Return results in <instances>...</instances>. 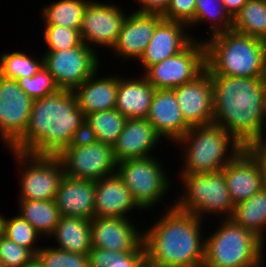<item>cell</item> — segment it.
Returning <instances> with one entry per match:
<instances>
[{
	"label": "cell",
	"mask_w": 266,
	"mask_h": 267,
	"mask_svg": "<svg viewBox=\"0 0 266 267\" xmlns=\"http://www.w3.org/2000/svg\"><path fill=\"white\" fill-rule=\"evenodd\" d=\"M147 263L146 252L110 251V267H144Z\"/></svg>",
	"instance_id": "cell-40"
},
{
	"label": "cell",
	"mask_w": 266,
	"mask_h": 267,
	"mask_svg": "<svg viewBox=\"0 0 266 267\" xmlns=\"http://www.w3.org/2000/svg\"><path fill=\"white\" fill-rule=\"evenodd\" d=\"M2 234L16 244L26 247L34 255L40 249L35 243L42 235L18 214L10 219L3 216Z\"/></svg>",
	"instance_id": "cell-34"
},
{
	"label": "cell",
	"mask_w": 266,
	"mask_h": 267,
	"mask_svg": "<svg viewBox=\"0 0 266 267\" xmlns=\"http://www.w3.org/2000/svg\"><path fill=\"white\" fill-rule=\"evenodd\" d=\"M127 118L116 109L85 115V121L95 131L97 140L113 147Z\"/></svg>",
	"instance_id": "cell-32"
},
{
	"label": "cell",
	"mask_w": 266,
	"mask_h": 267,
	"mask_svg": "<svg viewBox=\"0 0 266 267\" xmlns=\"http://www.w3.org/2000/svg\"><path fill=\"white\" fill-rule=\"evenodd\" d=\"M32 103L16 80L0 75V139L9 148L24 134Z\"/></svg>",
	"instance_id": "cell-13"
},
{
	"label": "cell",
	"mask_w": 266,
	"mask_h": 267,
	"mask_svg": "<svg viewBox=\"0 0 266 267\" xmlns=\"http://www.w3.org/2000/svg\"><path fill=\"white\" fill-rule=\"evenodd\" d=\"M110 251L91 247L88 252L89 267H110Z\"/></svg>",
	"instance_id": "cell-43"
},
{
	"label": "cell",
	"mask_w": 266,
	"mask_h": 267,
	"mask_svg": "<svg viewBox=\"0 0 266 267\" xmlns=\"http://www.w3.org/2000/svg\"><path fill=\"white\" fill-rule=\"evenodd\" d=\"M165 207L169 208L165 209L164 216L143 231L148 264L192 267L204 263L203 221L194 214L178 210L174 204Z\"/></svg>",
	"instance_id": "cell-3"
},
{
	"label": "cell",
	"mask_w": 266,
	"mask_h": 267,
	"mask_svg": "<svg viewBox=\"0 0 266 267\" xmlns=\"http://www.w3.org/2000/svg\"><path fill=\"white\" fill-rule=\"evenodd\" d=\"M213 123L243 147L266 145L265 78L211 76Z\"/></svg>",
	"instance_id": "cell-1"
},
{
	"label": "cell",
	"mask_w": 266,
	"mask_h": 267,
	"mask_svg": "<svg viewBox=\"0 0 266 267\" xmlns=\"http://www.w3.org/2000/svg\"><path fill=\"white\" fill-rule=\"evenodd\" d=\"M30 57L23 51L2 53L0 56V75L17 80L22 77H32L43 68V57Z\"/></svg>",
	"instance_id": "cell-33"
},
{
	"label": "cell",
	"mask_w": 266,
	"mask_h": 267,
	"mask_svg": "<svg viewBox=\"0 0 266 267\" xmlns=\"http://www.w3.org/2000/svg\"><path fill=\"white\" fill-rule=\"evenodd\" d=\"M44 53L43 67L60 89L73 90L99 70L98 53L84 42L75 48Z\"/></svg>",
	"instance_id": "cell-11"
},
{
	"label": "cell",
	"mask_w": 266,
	"mask_h": 267,
	"mask_svg": "<svg viewBox=\"0 0 266 267\" xmlns=\"http://www.w3.org/2000/svg\"><path fill=\"white\" fill-rule=\"evenodd\" d=\"M196 0H170L164 20L181 22L188 25L194 18Z\"/></svg>",
	"instance_id": "cell-39"
},
{
	"label": "cell",
	"mask_w": 266,
	"mask_h": 267,
	"mask_svg": "<svg viewBox=\"0 0 266 267\" xmlns=\"http://www.w3.org/2000/svg\"><path fill=\"white\" fill-rule=\"evenodd\" d=\"M56 248L77 254H88L92 247L91 220L61 216L55 232L50 236Z\"/></svg>",
	"instance_id": "cell-26"
},
{
	"label": "cell",
	"mask_w": 266,
	"mask_h": 267,
	"mask_svg": "<svg viewBox=\"0 0 266 267\" xmlns=\"http://www.w3.org/2000/svg\"><path fill=\"white\" fill-rule=\"evenodd\" d=\"M85 115L72 90L59 89L34 99L24 134L9 148L37 156H58L68 146Z\"/></svg>",
	"instance_id": "cell-2"
},
{
	"label": "cell",
	"mask_w": 266,
	"mask_h": 267,
	"mask_svg": "<svg viewBox=\"0 0 266 267\" xmlns=\"http://www.w3.org/2000/svg\"><path fill=\"white\" fill-rule=\"evenodd\" d=\"M161 140L146 118L127 119L112 147L114 159L118 163L131 158L151 156V152L155 151L153 149Z\"/></svg>",
	"instance_id": "cell-22"
},
{
	"label": "cell",
	"mask_w": 266,
	"mask_h": 267,
	"mask_svg": "<svg viewBox=\"0 0 266 267\" xmlns=\"http://www.w3.org/2000/svg\"><path fill=\"white\" fill-rule=\"evenodd\" d=\"M259 160L262 176V189L266 191V145H252L247 147Z\"/></svg>",
	"instance_id": "cell-44"
},
{
	"label": "cell",
	"mask_w": 266,
	"mask_h": 267,
	"mask_svg": "<svg viewBox=\"0 0 266 267\" xmlns=\"http://www.w3.org/2000/svg\"><path fill=\"white\" fill-rule=\"evenodd\" d=\"M162 20L163 17L158 14L132 12L125 18L118 40L111 50L121 58L139 60Z\"/></svg>",
	"instance_id": "cell-18"
},
{
	"label": "cell",
	"mask_w": 266,
	"mask_h": 267,
	"mask_svg": "<svg viewBox=\"0 0 266 267\" xmlns=\"http://www.w3.org/2000/svg\"><path fill=\"white\" fill-rule=\"evenodd\" d=\"M188 25L181 22L162 20L155 28L152 38L138 60L144 71L183 51L194 39L186 30Z\"/></svg>",
	"instance_id": "cell-19"
},
{
	"label": "cell",
	"mask_w": 266,
	"mask_h": 267,
	"mask_svg": "<svg viewBox=\"0 0 266 267\" xmlns=\"http://www.w3.org/2000/svg\"><path fill=\"white\" fill-rule=\"evenodd\" d=\"M232 30L266 42V0H248L234 16Z\"/></svg>",
	"instance_id": "cell-30"
},
{
	"label": "cell",
	"mask_w": 266,
	"mask_h": 267,
	"mask_svg": "<svg viewBox=\"0 0 266 267\" xmlns=\"http://www.w3.org/2000/svg\"><path fill=\"white\" fill-rule=\"evenodd\" d=\"M24 267H42L39 262L34 258L29 264Z\"/></svg>",
	"instance_id": "cell-46"
},
{
	"label": "cell",
	"mask_w": 266,
	"mask_h": 267,
	"mask_svg": "<svg viewBox=\"0 0 266 267\" xmlns=\"http://www.w3.org/2000/svg\"><path fill=\"white\" fill-rule=\"evenodd\" d=\"M266 262H264V259L262 260V261H260L258 264H256V265H254V266H252V267H264V264H265Z\"/></svg>",
	"instance_id": "cell-47"
},
{
	"label": "cell",
	"mask_w": 266,
	"mask_h": 267,
	"mask_svg": "<svg viewBox=\"0 0 266 267\" xmlns=\"http://www.w3.org/2000/svg\"><path fill=\"white\" fill-rule=\"evenodd\" d=\"M248 0H222L228 14L234 16L242 9Z\"/></svg>",
	"instance_id": "cell-45"
},
{
	"label": "cell",
	"mask_w": 266,
	"mask_h": 267,
	"mask_svg": "<svg viewBox=\"0 0 266 267\" xmlns=\"http://www.w3.org/2000/svg\"><path fill=\"white\" fill-rule=\"evenodd\" d=\"M205 237L206 267H252L264 258L265 242L255 233L223 218Z\"/></svg>",
	"instance_id": "cell-6"
},
{
	"label": "cell",
	"mask_w": 266,
	"mask_h": 267,
	"mask_svg": "<svg viewBox=\"0 0 266 267\" xmlns=\"http://www.w3.org/2000/svg\"><path fill=\"white\" fill-rule=\"evenodd\" d=\"M155 90L145 76L130 79L118 75L115 109L127 119L147 118Z\"/></svg>",
	"instance_id": "cell-25"
},
{
	"label": "cell",
	"mask_w": 266,
	"mask_h": 267,
	"mask_svg": "<svg viewBox=\"0 0 266 267\" xmlns=\"http://www.w3.org/2000/svg\"><path fill=\"white\" fill-rule=\"evenodd\" d=\"M155 158H131L117 163L116 173L142 210L153 208L159 201L161 203L171 187L165 168Z\"/></svg>",
	"instance_id": "cell-8"
},
{
	"label": "cell",
	"mask_w": 266,
	"mask_h": 267,
	"mask_svg": "<svg viewBox=\"0 0 266 267\" xmlns=\"http://www.w3.org/2000/svg\"><path fill=\"white\" fill-rule=\"evenodd\" d=\"M205 64L211 76L266 77V42L227 30L205 39Z\"/></svg>",
	"instance_id": "cell-4"
},
{
	"label": "cell",
	"mask_w": 266,
	"mask_h": 267,
	"mask_svg": "<svg viewBox=\"0 0 266 267\" xmlns=\"http://www.w3.org/2000/svg\"><path fill=\"white\" fill-rule=\"evenodd\" d=\"M173 91L190 127L213 124V84L206 69L193 81L173 88Z\"/></svg>",
	"instance_id": "cell-16"
},
{
	"label": "cell",
	"mask_w": 266,
	"mask_h": 267,
	"mask_svg": "<svg viewBox=\"0 0 266 267\" xmlns=\"http://www.w3.org/2000/svg\"><path fill=\"white\" fill-rule=\"evenodd\" d=\"M195 3V14L188 24L189 28L208 22L211 36L232 29L233 18L226 11L222 0H196Z\"/></svg>",
	"instance_id": "cell-31"
},
{
	"label": "cell",
	"mask_w": 266,
	"mask_h": 267,
	"mask_svg": "<svg viewBox=\"0 0 266 267\" xmlns=\"http://www.w3.org/2000/svg\"><path fill=\"white\" fill-rule=\"evenodd\" d=\"M144 267H156V266H152V265L147 263Z\"/></svg>",
	"instance_id": "cell-50"
},
{
	"label": "cell",
	"mask_w": 266,
	"mask_h": 267,
	"mask_svg": "<svg viewBox=\"0 0 266 267\" xmlns=\"http://www.w3.org/2000/svg\"><path fill=\"white\" fill-rule=\"evenodd\" d=\"M265 99H266V77H265Z\"/></svg>",
	"instance_id": "cell-51"
},
{
	"label": "cell",
	"mask_w": 266,
	"mask_h": 267,
	"mask_svg": "<svg viewBox=\"0 0 266 267\" xmlns=\"http://www.w3.org/2000/svg\"><path fill=\"white\" fill-rule=\"evenodd\" d=\"M176 144L184 147L181 148V152H184L181 157L183 163L181 174L221 171L245 148L223 127L214 123L191 127Z\"/></svg>",
	"instance_id": "cell-5"
},
{
	"label": "cell",
	"mask_w": 266,
	"mask_h": 267,
	"mask_svg": "<svg viewBox=\"0 0 266 267\" xmlns=\"http://www.w3.org/2000/svg\"><path fill=\"white\" fill-rule=\"evenodd\" d=\"M35 259L42 267H89L88 254L71 253L56 247H41Z\"/></svg>",
	"instance_id": "cell-35"
},
{
	"label": "cell",
	"mask_w": 266,
	"mask_h": 267,
	"mask_svg": "<svg viewBox=\"0 0 266 267\" xmlns=\"http://www.w3.org/2000/svg\"><path fill=\"white\" fill-rule=\"evenodd\" d=\"M3 214H0V234L2 233V220H3Z\"/></svg>",
	"instance_id": "cell-48"
},
{
	"label": "cell",
	"mask_w": 266,
	"mask_h": 267,
	"mask_svg": "<svg viewBox=\"0 0 266 267\" xmlns=\"http://www.w3.org/2000/svg\"><path fill=\"white\" fill-rule=\"evenodd\" d=\"M185 192L174 200V206L183 212L198 216L221 214L230 219L234 204L227 188L226 178L222 171L206 174H180ZM183 193V194H182ZM224 215V216H223ZM203 216V217H202Z\"/></svg>",
	"instance_id": "cell-7"
},
{
	"label": "cell",
	"mask_w": 266,
	"mask_h": 267,
	"mask_svg": "<svg viewBox=\"0 0 266 267\" xmlns=\"http://www.w3.org/2000/svg\"><path fill=\"white\" fill-rule=\"evenodd\" d=\"M97 71L72 91L84 115L115 109L118 75L95 77ZM97 78V79H96Z\"/></svg>",
	"instance_id": "cell-24"
},
{
	"label": "cell",
	"mask_w": 266,
	"mask_h": 267,
	"mask_svg": "<svg viewBox=\"0 0 266 267\" xmlns=\"http://www.w3.org/2000/svg\"><path fill=\"white\" fill-rule=\"evenodd\" d=\"M34 258L35 255L29 249L0 234V265L2 267H24Z\"/></svg>",
	"instance_id": "cell-38"
},
{
	"label": "cell",
	"mask_w": 266,
	"mask_h": 267,
	"mask_svg": "<svg viewBox=\"0 0 266 267\" xmlns=\"http://www.w3.org/2000/svg\"><path fill=\"white\" fill-rule=\"evenodd\" d=\"M10 151L22 168V172L19 171L22 175L18 200H54L59 183L65 175L60 158Z\"/></svg>",
	"instance_id": "cell-9"
},
{
	"label": "cell",
	"mask_w": 266,
	"mask_h": 267,
	"mask_svg": "<svg viewBox=\"0 0 266 267\" xmlns=\"http://www.w3.org/2000/svg\"><path fill=\"white\" fill-rule=\"evenodd\" d=\"M42 35L47 51H61L78 47L83 41L80 30L59 26H44Z\"/></svg>",
	"instance_id": "cell-36"
},
{
	"label": "cell",
	"mask_w": 266,
	"mask_h": 267,
	"mask_svg": "<svg viewBox=\"0 0 266 267\" xmlns=\"http://www.w3.org/2000/svg\"><path fill=\"white\" fill-rule=\"evenodd\" d=\"M162 138L176 143L191 128L183 118L173 89H156L146 118Z\"/></svg>",
	"instance_id": "cell-20"
},
{
	"label": "cell",
	"mask_w": 266,
	"mask_h": 267,
	"mask_svg": "<svg viewBox=\"0 0 266 267\" xmlns=\"http://www.w3.org/2000/svg\"><path fill=\"white\" fill-rule=\"evenodd\" d=\"M92 247L114 252H146L143 232L130 218L94 217L91 220Z\"/></svg>",
	"instance_id": "cell-15"
},
{
	"label": "cell",
	"mask_w": 266,
	"mask_h": 267,
	"mask_svg": "<svg viewBox=\"0 0 266 267\" xmlns=\"http://www.w3.org/2000/svg\"><path fill=\"white\" fill-rule=\"evenodd\" d=\"M18 203L19 215L42 237L50 238L61 217L55 200H20Z\"/></svg>",
	"instance_id": "cell-28"
},
{
	"label": "cell",
	"mask_w": 266,
	"mask_h": 267,
	"mask_svg": "<svg viewBox=\"0 0 266 267\" xmlns=\"http://www.w3.org/2000/svg\"><path fill=\"white\" fill-rule=\"evenodd\" d=\"M96 181L64 175L59 183L55 203L60 216L94 218Z\"/></svg>",
	"instance_id": "cell-21"
},
{
	"label": "cell",
	"mask_w": 266,
	"mask_h": 267,
	"mask_svg": "<svg viewBox=\"0 0 266 267\" xmlns=\"http://www.w3.org/2000/svg\"><path fill=\"white\" fill-rule=\"evenodd\" d=\"M21 89L33 100L44 98L56 93L60 88L52 75L43 67L32 77H22L16 80Z\"/></svg>",
	"instance_id": "cell-37"
},
{
	"label": "cell",
	"mask_w": 266,
	"mask_h": 267,
	"mask_svg": "<svg viewBox=\"0 0 266 267\" xmlns=\"http://www.w3.org/2000/svg\"><path fill=\"white\" fill-rule=\"evenodd\" d=\"M127 15L116 4L90 0L85 8L80 36L90 48L107 47L116 44ZM94 45V47L92 46Z\"/></svg>",
	"instance_id": "cell-14"
},
{
	"label": "cell",
	"mask_w": 266,
	"mask_h": 267,
	"mask_svg": "<svg viewBox=\"0 0 266 267\" xmlns=\"http://www.w3.org/2000/svg\"><path fill=\"white\" fill-rule=\"evenodd\" d=\"M97 136L95 131L88 125L86 121L73 133L69 143L70 147H83L95 143Z\"/></svg>",
	"instance_id": "cell-41"
},
{
	"label": "cell",
	"mask_w": 266,
	"mask_h": 267,
	"mask_svg": "<svg viewBox=\"0 0 266 267\" xmlns=\"http://www.w3.org/2000/svg\"><path fill=\"white\" fill-rule=\"evenodd\" d=\"M192 267H206V265L204 263H202V264H199L197 266H192Z\"/></svg>",
	"instance_id": "cell-49"
},
{
	"label": "cell",
	"mask_w": 266,
	"mask_h": 267,
	"mask_svg": "<svg viewBox=\"0 0 266 267\" xmlns=\"http://www.w3.org/2000/svg\"><path fill=\"white\" fill-rule=\"evenodd\" d=\"M205 68L204 40L194 39L183 51L149 66L143 75L155 89H173L193 81Z\"/></svg>",
	"instance_id": "cell-10"
},
{
	"label": "cell",
	"mask_w": 266,
	"mask_h": 267,
	"mask_svg": "<svg viewBox=\"0 0 266 267\" xmlns=\"http://www.w3.org/2000/svg\"><path fill=\"white\" fill-rule=\"evenodd\" d=\"M230 219L235 224L255 233L265 242L266 191L261 189L247 200L235 205Z\"/></svg>",
	"instance_id": "cell-27"
},
{
	"label": "cell",
	"mask_w": 266,
	"mask_h": 267,
	"mask_svg": "<svg viewBox=\"0 0 266 267\" xmlns=\"http://www.w3.org/2000/svg\"><path fill=\"white\" fill-rule=\"evenodd\" d=\"M141 6L136 12L163 15L170 3V0H136Z\"/></svg>",
	"instance_id": "cell-42"
},
{
	"label": "cell",
	"mask_w": 266,
	"mask_h": 267,
	"mask_svg": "<svg viewBox=\"0 0 266 267\" xmlns=\"http://www.w3.org/2000/svg\"><path fill=\"white\" fill-rule=\"evenodd\" d=\"M58 157L65 175L71 178L96 181L116 174L112 146L99 141L83 147L68 146Z\"/></svg>",
	"instance_id": "cell-12"
},
{
	"label": "cell",
	"mask_w": 266,
	"mask_h": 267,
	"mask_svg": "<svg viewBox=\"0 0 266 267\" xmlns=\"http://www.w3.org/2000/svg\"><path fill=\"white\" fill-rule=\"evenodd\" d=\"M90 0H57L43 6L44 26L80 30L85 8Z\"/></svg>",
	"instance_id": "cell-29"
},
{
	"label": "cell",
	"mask_w": 266,
	"mask_h": 267,
	"mask_svg": "<svg viewBox=\"0 0 266 267\" xmlns=\"http://www.w3.org/2000/svg\"><path fill=\"white\" fill-rule=\"evenodd\" d=\"M234 205L247 200L262 189L258 158L243 148L222 170Z\"/></svg>",
	"instance_id": "cell-17"
},
{
	"label": "cell",
	"mask_w": 266,
	"mask_h": 267,
	"mask_svg": "<svg viewBox=\"0 0 266 267\" xmlns=\"http://www.w3.org/2000/svg\"><path fill=\"white\" fill-rule=\"evenodd\" d=\"M134 208L141 211L117 173L96 180L94 217L128 218L127 213Z\"/></svg>",
	"instance_id": "cell-23"
}]
</instances>
